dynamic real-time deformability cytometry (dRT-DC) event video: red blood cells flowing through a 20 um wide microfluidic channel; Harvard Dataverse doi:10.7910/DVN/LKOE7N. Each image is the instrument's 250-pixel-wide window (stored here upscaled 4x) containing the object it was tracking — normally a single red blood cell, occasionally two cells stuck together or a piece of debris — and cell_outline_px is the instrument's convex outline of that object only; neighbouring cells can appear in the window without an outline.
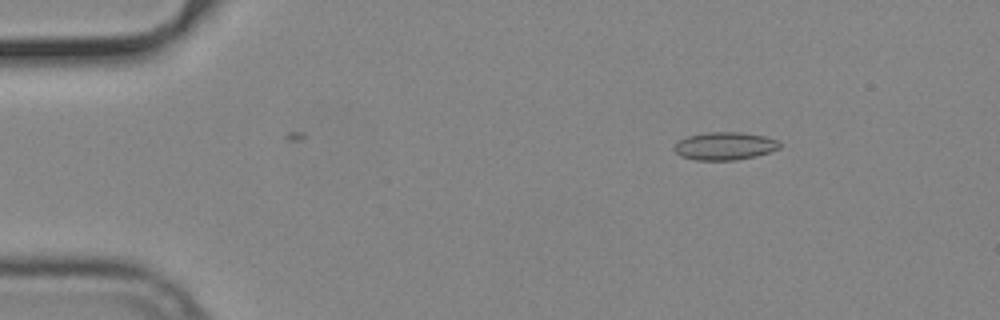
{"species": "common noctule bat (a hibernating species)", "species_latin": "Nyctalus noctula", "temperature_condition": "cold", "stored_images_in_passage": 10, "camera_frame_rate_fps": 3000, "um_per_image_px": 0.085, "animal": {"sex": "male", "body_mass_g": 19.2, "forearm_length_mm": 51.8}, "frame": {"image": 1, "passage_image": 8, "time_ms": 2.333, "image_size_px": [1000, 320], "cell_outline_px": [[780, 148], [756, 156], [736, 160], [696, 160], [680, 156], [672, 148], [680, 140], [688, 136], [708, 132], [740, 132], [764, 136], [776, 140], [780, 144]], "centroid_in_image_um": [61.59, 12.42], "position_along_channel_um": 23.4, "area_um2": 16.99}}